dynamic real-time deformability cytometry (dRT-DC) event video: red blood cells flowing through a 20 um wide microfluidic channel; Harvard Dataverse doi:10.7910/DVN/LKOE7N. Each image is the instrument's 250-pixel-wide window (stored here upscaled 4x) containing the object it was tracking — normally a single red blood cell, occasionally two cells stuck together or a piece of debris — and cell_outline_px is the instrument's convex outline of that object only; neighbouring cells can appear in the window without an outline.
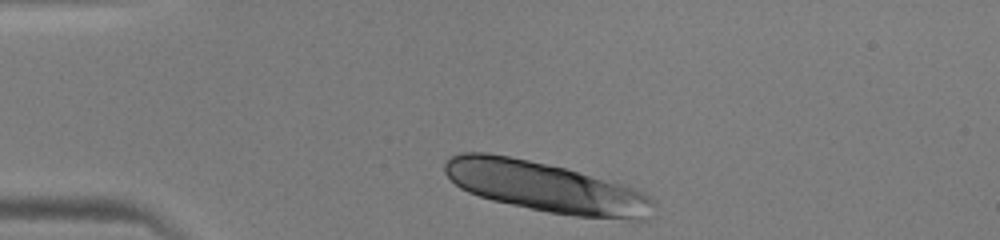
{"species": "human", "species_latin": "Homo sapiens", "temperature_condition": "warm", "stored_images_in_passage": 36, "segment_of_instrument_passage": [1, 2], "camera_frame_rate_fps": 3000, "um_per_image_px": 0.085, "donor": {"sex": "male"}, "frame": {"image": 1, "passage_image": 1, "time_ms": 0.0, "image_size_px": [1000, 240], "cell_outline_px": [[656, 204], [648, 220], [632, 220], [576, 216], [548, 212], [492, 200], [468, 192], [460, 188], [444, 172], [444, 164], [452, 156], [460, 152], [488, 152], [548, 164], [564, 168], [636, 188], [652, 196]], "centroid_in_image_um": [46.45, 15.92], "position_along_channel_um": 38.6, "area_um2": 61.15}}